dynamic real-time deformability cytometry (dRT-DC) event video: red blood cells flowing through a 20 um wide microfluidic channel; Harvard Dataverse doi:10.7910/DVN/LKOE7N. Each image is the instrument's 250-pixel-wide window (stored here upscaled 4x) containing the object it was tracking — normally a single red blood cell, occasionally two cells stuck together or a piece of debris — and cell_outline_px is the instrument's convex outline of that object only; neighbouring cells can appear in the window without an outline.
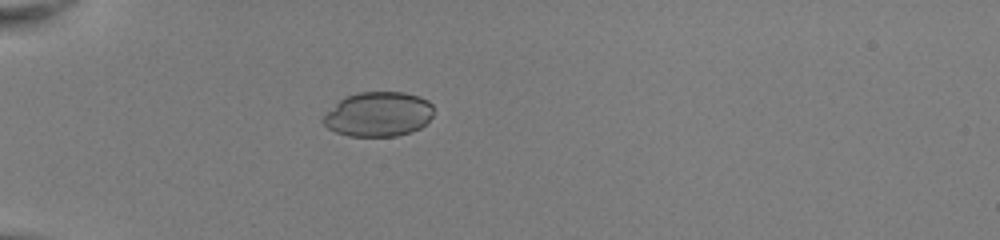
{"species": "common noctule bat (a hibernating species)", "species_latin": "Nyctalus noctula", "temperature_condition": "room temperature", "stored_images_in_passage": 37, "camera_frame_rate_fps": 3000, "um_per_image_px": 0.085, "animal": {"sex": "female", "body_mass_g": 22.0, "forearm_length_mm": 56.7}, "frame": {"image": 1, "passage_image": 2, "time_ms": 0.333, "image_size_px": [1000, 240], "cell_outline_px": [[432, 116], [420, 128], [412, 132], [396, 136], [348, 136], [336, 132], [328, 128], [320, 120], [344, 96], [356, 92], [404, 92], [420, 96], [428, 100], [432, 104]], "centroid_in_image_um": [32.16, 9.7], "position_along_channel_um": 52.8, "area_um2": 28.78}}
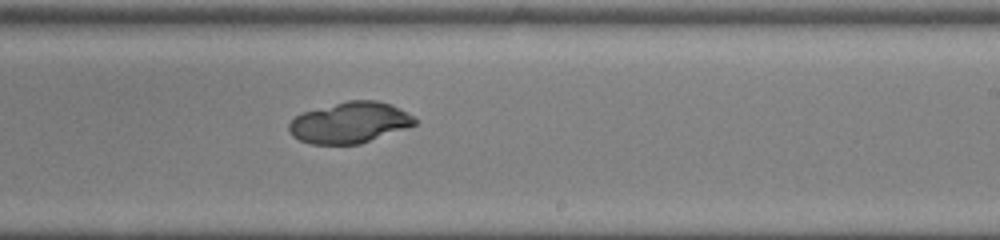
{"frame": {"image": 2, "passage_image": 19, "time_ms": 6.0, "image_size_px": [1000, 240], "cell_outline_px": [[416, 124], [360, 144], [308, 144], [292, 136], [288, 128], [288, 124], [296, 116], [304, 112], [348, 100], [376, 100], [392, 104], [416, 116]], "centroid_in_image_um": [29.74, 10.42], "position_along_channel_um": 259.3, "area_um2": 30.0}}
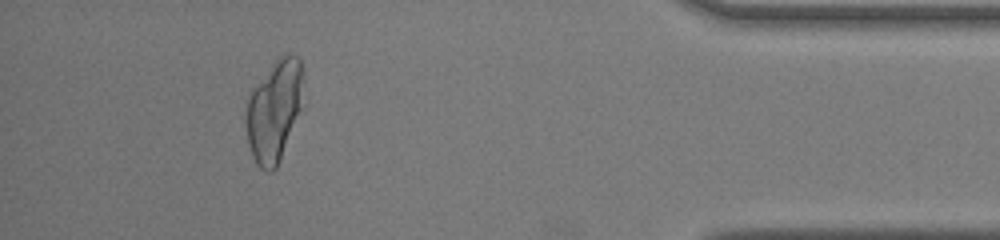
{"frame": {"image": 3, "passage_image": 33, "time_ms": 10.667, "image_size_px": [1000, 240], "cell_outline_px": [[300, 108], [280, 160], [276, 168], [272, 172], [268, 172], [260, 168], [256, 164], [252, 156], [248, 144], [244, 124], [244, 120], [248, 96], [252, 88], [272, 64], [280, 56], [288, 52], [296, 56], [300, 60]], "centroid_in_image_um": [23.22, 9.45], "position_along_channel_um": 412.0, "area_um2": 33.29}}